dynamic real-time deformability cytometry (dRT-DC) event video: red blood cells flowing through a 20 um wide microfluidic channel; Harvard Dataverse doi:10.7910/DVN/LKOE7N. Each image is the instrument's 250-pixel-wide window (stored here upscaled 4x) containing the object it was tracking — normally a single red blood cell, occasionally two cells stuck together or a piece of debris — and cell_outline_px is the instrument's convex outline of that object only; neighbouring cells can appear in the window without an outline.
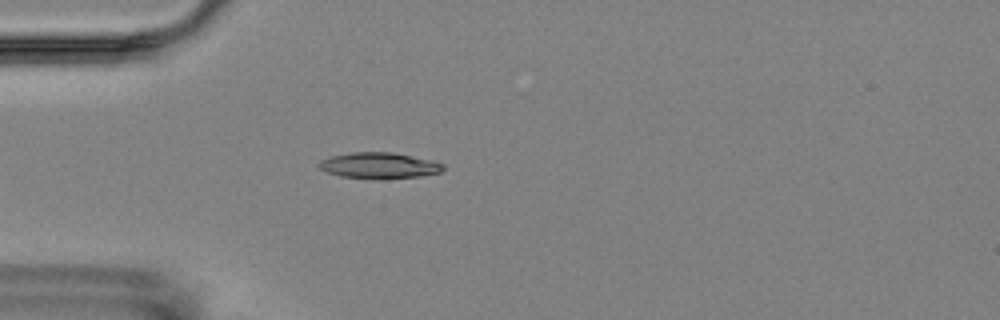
{"species": "Egyptian fruit bat (a non-hibernating species)", "species_latin": "Rousettus aegyptiacus", "temperature_condition": "room temperature", "stored_images_in_passage": 5, "camera_frame_rate_fps": 3000, "um_per_image_px": 0.085, "animal": {"sex": "female"}, "frame": {"image": 1, "passage_image": 5, "time_ms": 4.667, "image_size_px": [1000, 320], "cell_outline_px": [[444, 168], [440, 172], [420, 176], [340, 176], [328, 172], [320, 168], [316, 164], [320, 160], [332, 156], [352, 152], [392, 152], [432, 160], [444, 164]], "centroid_in_image_um": [32.22, 14.01], "position_along_channel_um": 52.8, "area_um2": 17.8}}